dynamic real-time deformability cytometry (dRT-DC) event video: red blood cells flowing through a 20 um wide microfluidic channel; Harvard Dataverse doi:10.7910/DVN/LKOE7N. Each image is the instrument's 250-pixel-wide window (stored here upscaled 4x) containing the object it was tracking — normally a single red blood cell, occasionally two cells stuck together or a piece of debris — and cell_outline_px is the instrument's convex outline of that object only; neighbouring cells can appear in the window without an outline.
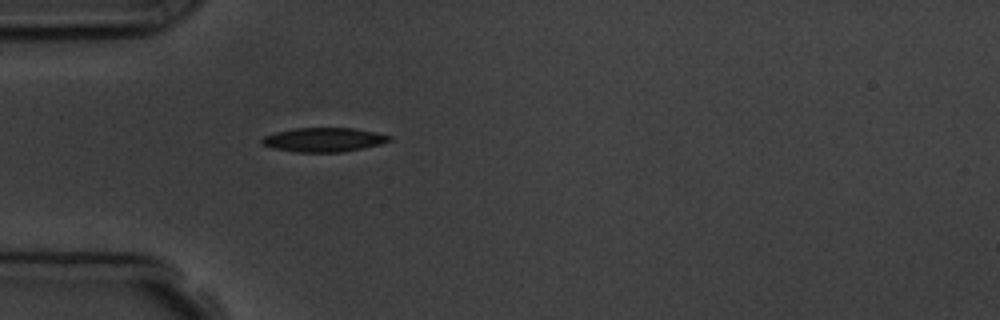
{"species": "common noctule bat (a hibernating species)", "species_latin": "Nyctalus noctula", "temperature_condition": "room temperature", "stored_images_in_passage": 5, "camera_frame_rate_fps": 3000, "um_per_image_px": 0.085, "animal": {"sex": "male", "body_mass_g": 19.5, "forearm_length_mm": 54.6}, "frame": {"image": 1, "passage_image": 5, "time_ms": 4.667, "image_size_px": [1000, 320], "cell_outline_px": [[392, 140], [380, 144], [344, 152], [296, 152], [272, 148], [260, 144], [260, 140], [264, 136], [276, 132], [296, 128], [356, 128], [376, 132], [392, 136]], "centroid_in_image_um": [27.51, 11.88], "position_along_channel_um": 57.5, "area_um2": 18.03}}